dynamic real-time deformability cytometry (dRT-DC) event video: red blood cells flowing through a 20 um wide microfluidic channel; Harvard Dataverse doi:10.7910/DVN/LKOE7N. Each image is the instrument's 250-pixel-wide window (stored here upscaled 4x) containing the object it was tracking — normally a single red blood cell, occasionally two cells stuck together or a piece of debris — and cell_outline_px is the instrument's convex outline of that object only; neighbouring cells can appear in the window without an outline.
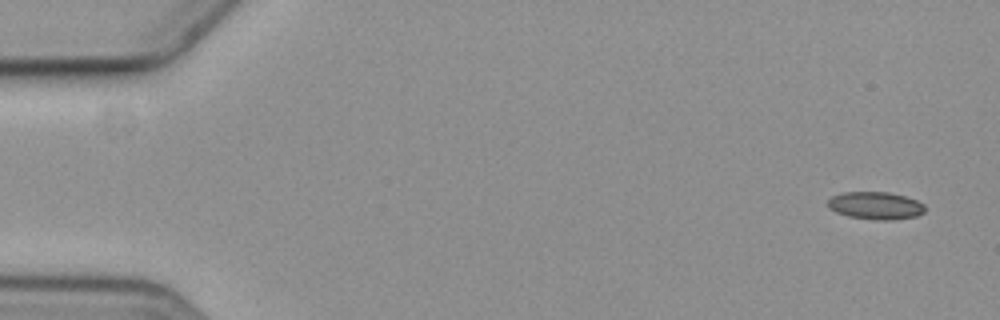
{"species": "common noctule bat (a hibernating species)", "species_latin": "Nyctalus noctula", "temperature_condition": "cold", "stored_images_in_passage": 6, "segment_of_instrument_passage": [2, 2], "camera_frame_rate_fps": 3000, "um_per_image_px": 0.085, "animal": {"sex": "female", "body_mass_g": 19.3, "forearm_length_mm": 54.1}, "frame": {"image": 1, "passage_image": 6, "time_ms": 6.667, "image_size_px": [1000, 320], "cell_outline_px": [[924, 212], [916, 216], [892, 220], [876, 220], [848, 216], [836, 212], [828, 208], [828, 200], [832, 196], [844, 192], [888, 192], [904, 196], [916, 200], [924, 204]], "centroid_in_image_um": [74.41, 17.48], "position_along_channel_um": 10.6, "area_um2": 15.55}}